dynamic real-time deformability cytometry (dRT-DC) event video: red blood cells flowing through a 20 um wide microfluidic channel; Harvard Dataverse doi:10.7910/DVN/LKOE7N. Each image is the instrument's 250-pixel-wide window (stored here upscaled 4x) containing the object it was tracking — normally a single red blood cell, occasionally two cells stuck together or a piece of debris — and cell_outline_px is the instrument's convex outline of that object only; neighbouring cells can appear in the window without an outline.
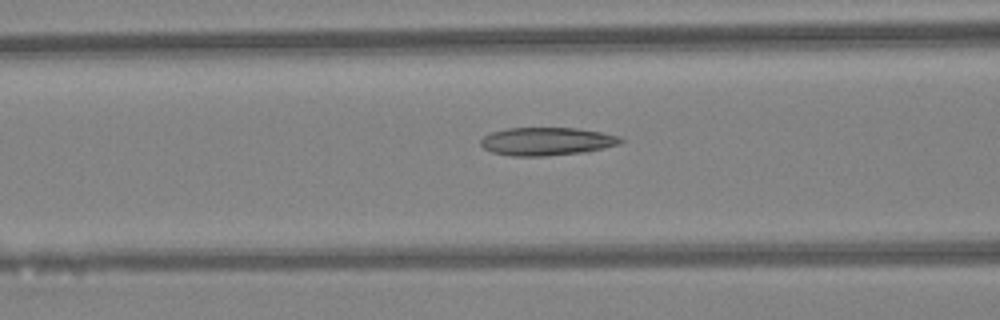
{"species": "Egyptian fruit bat (a non-hibernating species)", "species_latin": "Rousettus aegyptiacus", "temperature_condition": "warm", "stored_images_in_passage": 30, "camera_frame_rate_fps": 3000, "um_per_image_px": 0.085, "animal": {"sex": "female"}, "frame": {"image": 1, "passage_image": 12, "time_ms": 3.667, "image_size_px": [1000, 320], "cell_outline_px": [[624, 140], [620, 144], [588, 152], [544, 156], [512, 156], [492, 152], [484, 148], [480, 144], [480, 140], [484, 136], [492, 132], [508, 128], [576, 128], [600, 132], [620, 136]], "centroid_in_image_um": [46.49, 12.02], "position_along_channel_um": 120.1, "area_um2": 22.95}}
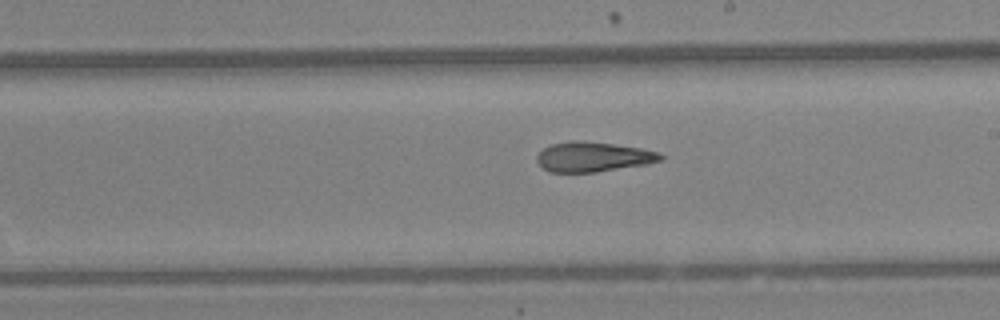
{"frame": {"image": 2, "passage_image": 20, "time_ms": 6.333, "image_size_px": [1000, 320], "cell_outline_px": [[664, 160], [648, 164], [596, 172], [548, 172], [536, 160], [536, 156], [544, 148], [552, 144], [572, 140], [584, 140], [640, 148], [656, 152], [664, 156]], "centroid_in_image_um": [50.42, 13.33], "position_along_channel_um": 238.6, "area_um2": 21.5}}
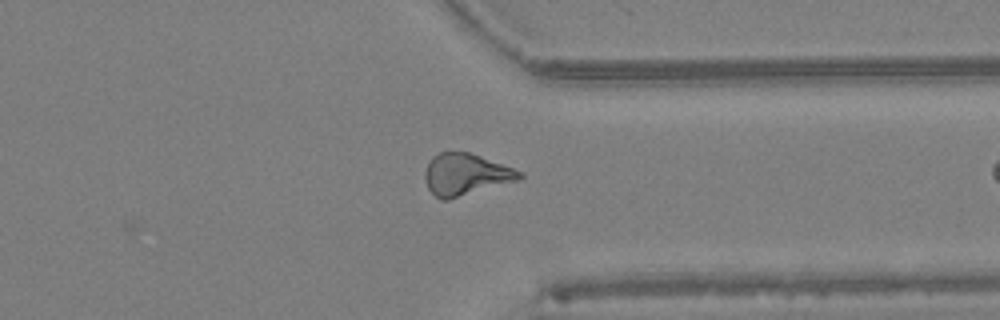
{"frame": {"image": 3, "passage_image": 29, "time_ms": 9.333, "image_size_px": [1000, 320], "cell_outline_px": [[524, 176], [516, 180], [448, 200], [440, 200], [428, 188], [424, 176], [424, 172], [432, 156], [440, 152], [468, 152], [480, 156], [524, 172]], "centroid_in_image_um": [39.56, 14.82], "position_along_channel_um": 371.8, "area_um2": 22.66}}